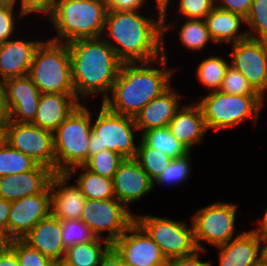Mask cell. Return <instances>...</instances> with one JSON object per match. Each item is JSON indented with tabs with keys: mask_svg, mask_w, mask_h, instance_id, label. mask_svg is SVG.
I'll return each instance as SVG.
<instances>
[{
	"mask_svg": "<svg viewBox=\"0 0 267 266\" xmlns=\"http://www.w3.org/2000/svg\"><path fill=\"white\" fill-rule=\"evenodd\" d=\"M205 22L216 44H233L248 38L247 31L240 33L242 26L246 24L245 18L231 11L214 7L206 16Z\"/></svg>",
	"mask_w": 267,
	"mask_h": 266,
	"instance_id": "obj_25",
	"label": "cell"
},
{
	"mask_svg": "<svg viewBox=\"0 0 267 266\" xmlns=\"http://www.w3.org/2000/svg\"><path fill=\"white\" fill-rule=\"evenodd\" d=\"M8 246L15 252L20 266H47L51 260L22 239H12Z\"/></svg>",
	"mask_w": 267,
	"mask_h": 266,
	"instance_id": "obj_39",
	"label": "cell"
},
{
	"mask_svg": "<svg viewBox=\"0 0 267 266\" xmlns=\"http://www.w3.org/2000/svg\"><path fill=\"white\" fill-rule=\"evenodd\" d=\"M97 266H124L120 255L111 246L100 259Z\"/></svg>",
	"mask_w": 267,
	"mask_h": 266,
	"instance_id": "obj_47",
	"label": "cell"
},
{
	"mask_svg": "<svg viewBox=\"0 0 267 266\" xmlns=\"http://www.w3.org/2000/svg\"><path fill=\"white\" fill-rule=\"evenodd\" d=\"M11 209V202L0 198V234L7 238L8 216Z\"/></svg>",
	"mask_w": 267,
	"mask_h": 266,
	"instance_id": "obj_48",
	"label": "cell"
},
{
	"mask_svg": "<svg viewBox=\"0 0 267 266\" xmlns=\"http://www.w3.org/2000/svg\"><path fill=\"white\" fill-rule=\"evenodd\" d=\"M51 214L49 186L41 193L11 202L7 239L23 238L39 221Z\"/></svg>",
	"mask_w": 267,
	"mask_h": 266,
	"instance_id": "obj_15",
	"label": "cell"
},
{
	"mask_svg": "<svg viewBox=\"0 0 267 266\" xmlns=\"http://www.w3.org/2000/svg\"><path fill=\"white\" fill-rule=\"evenodd\" d=\"M135 221L159 246L167 260L189 256L198 250L193 224L190 226L182 220L161 218L150 214H137Z\"/></svg>",
	"mask_w": 267,
	"mask_h": 266,
	"instance_id": "obj_9",
	"label": "cell"
},
{
	"mask_svg": "<svg viewBox=\"0 0 267 266\" xmlns=\"http://www.w3.org/2000/svg\"><path fill=\"white\" fill-rule=\"evenodd\" d=\"M110 247L108 241L97 238L95 241L67 248L63 259L74 266H97Z\"/></svg>",
	"mask_w": 267,
	"mask_h": 266,
	"instance_id": "obj_27",
	"label": "cell"
},
{
	"mask_svg": "<svg viewBox=\"0 0 267 266\" xmlns=\"http://www.w3.org/2000/svg\"><path fill=\"white\" fill-rule=\"evenodd\" d=\"M19 177L20 174L0 177V198L9 202L20 199Z\"/></svg>",
	"mask_w": 267,
	"mask_h": 266,
	"instance_id": "obj_43",
	"label": "cell"
},
{
	"mask_svg": "<svg viewBox=\"0 0 267 266\" xmlns=\"http://www.w3.org/2000/svg\"><path fill=\"white\" fill-rule=\"evenodd\" d=\"M106 2L108 5V9H111V10L139 11L140 8L144 9V5H146L147 1L145 0H106Z\"/></svg>",
	"mask_w": 267,
	"mask_h": 266,
	"instance_id": "obj_46",
	"label": "cell"
},
{
	"mask_svg": "<svg viewBox=\"0 0 267 266\" xmlns=\"http://www.w3.org/2000/svg\"><path fill=\"white\" fill-rule=\"evenodd\" d=\"M114 197L127 208L154 188V181L134 158H125L113 178Z\"/></svg>",
	"mask_w": 267,
	"mask_h": 266,
	"instance_id": "obj_17",
	"label": "cell"
},
{
	"mask_svg": "<svg viewBox=\"0 0 267 266\" xmlns=\"http://www.w3.org/2000/svg\"><path fill=\"white\" fill-rule=\"evenodd\" d=\"M9 122V111L6 105L3 83L0 81V126H6Z\"/></svg>",
	"mask_w": 267,
	"mask_h": 266,
	"instance_id": "obj_51",
	"label": "cell"
},
{
	"mask_svg": "<svg viewBox=\"0 0 267 266\" xmlns=\"http://www.w3.org/2000/svg\"><path fill=\"white\" fill-rule=\"evenodd\" d=\"M5 142L55 173L53 132L32 123L9 121L5 126Z\"/></svg>",
	"mask_w": 267,
	"mask_h": 266,
	"instance_id": "obj_12",
	"label": "cell"
},
{
	"mask_svg": "<svg viewBox=\"0 0 267 266\" xmlns=\"http://www.w3.org/2000/svg\"><path fill=\"white\" fill-rule=\"evenodd\" d=\"M229 65L228 60L222 58V56L215 55L206 57L197 66V80L208 91H219Z\"/></svg>",
	"mask_w": 267,
	"mask_h": 266,
	"instance_id": "obj_29",
	"label": "cell"
},
{
	"mask_svg": "<svg viewBox=\"0 0 267 266\" xmlns=\"http://www.w3.org/2000/svg\"><path fill=\"white\" fill-rule=\"evenodd\" d=\"M257 266H267V265L264 264V263L261 261Z\"/></svg>",
	"mask_w": 267,
	"mask_h": 266,
	"instance_id": "obj_59",
	"label": "cell"
},
{
	"mask_svg": "<svg viewBox=\"0 0 267 266\" xmlns=\"http://www.w3.org/2000/svg\"><path fill=\"white\" fill-rule=\"evenodd\" d=\"M253 0H214L215 7L239 14L244 18L249 13Z\"/></svg>",
	"mask_w": 267,
	"mask_h": 266,
	"instance_id": "obj_44",
	"label": "cell"
},
{
	"mask_svg": "<svg viewBox=\"0 0 267 266\" xmlns=\"http://www.w3.org/2000/svg\"><path fill=\"white\" fill-rule=\"evenodd\" d=\"M79 169L83 172L78 173ZM77 173L79 176H77L76 184L87 199L104 200L115 198L113 179L95 174L84 165L73 167L67 172L70 177Z\"/></svg>",
	"mask_w": 267,
	"mask_h": 266,
	"instance_id": "obj_26",
	"label": "cell"
},
{
	"mask_svg": "<svg viewBox=\"0 0 267 266\" xmlns=\"http://www.w3.org/2000/svg\"><path fill=\"white\" fill-rule=\"evenodd\" d=\"M47 266H57V265H56V262L51 261Z\"/></svg>",
	"mask_w": 267,
	"mask_h": 266,
	"instance_id": "obj_58",
	"label": "cell"
},
{
	"mask_svg": "<svg viewBox=\"0 0 267 266\" xmlns=\"http://www.w3.org/2000/svg\"><path fill=\"white\" fill-rule=\"evenodd\" d=\"M61 221L52 214L39 221L23 238L32 248L40 251L51 261L65 256L66 249L61 238Z\"/></svg>",
	"mask_w": 267,
	"mask_h": 266,
	"instance_id": "obj_23",
	"label": "cell"
},
{
	"mask_svg": "<svg viewBox=\"0 0 267 266\" xmlns=\"http://www.w3.org/2000/svg\"><path fill=\"white\" fill-rule=\"evenodd\" d=\"M70 178L67 173H54L49 184L51 214L60 221L81 219L87 199L77 184L68 183Z\"/></svg>",
	"mask_w": 267,
	"mask_h": 266,
	"instance_id": "obj_18",
	"label": "cell"
},
{
	"mask_svg": "<svg viewBox=\"0 0 267 266\" xmlns=\"http://www.w3.org/2000/svg\"><path fill=\"white\" fill-rule=\"evenodd\" d=\"M230 65L240 71L261 96L267 92V41L246 38L232 44Z\"/></svg>",
	"mask_w": 267,
	"mask_h": 266,
	"instance_id": "obj_13",
	"label": "cell"
},
{
	"mask_svg": "<svg viewBox=\"0 0 267 266\" xmlns=\"http://www.w3.org/2000/svg\"><path fill=\"white\" fill-rule=\"evenodd\" d=\"M183 22L177 34L182 43L181 45L187 47V49L200 51L210 41L214 42L205 20L186 19Z\"/></svg>",
	"mask_w": 267,
	"mask_h": 266,
	"instance_id": "obj_32",
	"label": "cell"
},
{
	"mask_svg": "<svg viewBox=\"0 0 267 266\" xmlns=\"http://www.w3.org/2000/svg\"><path fill=\"white\" fill-rule=\"evenodd\" d=\"M163 41V56L149 62L121 63L111 95L102 103L112 112L135 115L151 100L171 86L176 68H167L168 57ZM161 68L153 67L154 64Z\"/></svg>",
	"mask_w": 267,
	"mask_h": 266,
	"instance_id": "obj_1",
	"label": "cell"
},
{
	"mask_svg": "<svg viewBox=\"0 0 267 266\" xmlns=\"http://www.w3.org/2000/svg\"><path fill=\"white\" fill-rule=\"evenodd\" d=\"M92 112L80 103L53 132L55 173H67L89 160Z\"/></svg>",
	"mask_w": 267,
	"mask_h": 266,
	"instance_id": "obj_5",
	"label": "cell"
},
{
	"mask_svg": "<svg viewBox=\"0 0 267 266\" xmlns=\"http://www.w3.org/2000/svg\"><path fill=\"white\" fill-rule=\"evenodd\" d=\"M178 12L186 19L205 20L214 9V0H179Z\"/></svg>",
	"mask_w": 267,
	"mask_h": 266,
	"instance_id": "obj_40",
	"label": "cell"
},
{
	"mask_svg": "<svg viewBox=\"0 0 267 266\" xmlns=\"http://www.w3.org/2000/svg\"><path fill=\"white\" fill-rule=\"evenodd\" d=\"M127 266H165L159 246L135 221L112 245Z\"/></svg>",
	"mask_w": 267,
	"mask_h": 266,
	"instance_id": "obj_14",
	"label": "cell"
},
{
	"mask_svg": "<svg viewBox=\"0 0 267 266\" xmlns=\"http://www.w3.org/2000/svg\"><path fill=\"white\" fill-rule=\"evenodd\" d=\"M17 0H0V8L5 6H16Z\"/></svg>",
	"mask_w": 267,
	"mask_h": 266,
	"instance_id": "obj_55",
	"label": "cell"
},
{
	"mask_svg": "<svg viewBox=\"0 0 267 266\" xmlns=\"http://www.w3.org/2000/svg\"><path fill=\"white\" fill-rule=\"evenodd\" d=\"M140 138L149 147L165 153L172 159L183 157L190 152L171 134L168 127L147 130Z\"/></svg>",
	"mask_w": 267,
	"mask_h": 266,
	"instance_id": "obj_28",
	"label": "cell"
},
{
	"mask_svg": "<svg viewBox=\"0 0 267 266\" xmlns=\"http://www.w3.org/2000/svg\"><path fill=\"white\" fill-rule=\"evenodd\" d=\"M245 22L248 38L267 41V0H253Z\"/></svg>",
	"mask_w": 267,
	"mask_h": 266,
	"instance_id": "obj_35",
	"label": "cell"
},
{
	"mask_svg": "<svg viewBox=\"0 0 267 266\" xmlns=\"http://www.w3.org/2000/svg\"><path fill=\"white\" fill-rule=\"evenodd\" d=\"M9 121L32 123L41 96L38 87L28 76L9 78L3 82Z\"/></svg>",
	"mask_w": 267,
	"mask_h": 266,
	"instance_id": "obj_16",
	"label": "cell"
},
{
	"mask_svg": "<svg viewBox=\"0 0 267 266\" xmlns=\"http://www.w3.org/2000/svg\"><path fill=\"white\" fill-rule=\"evenodd\" d=\"M124 159L119 153L106 149L91 155L84 166L95 174L113 179Z\"/></svg>",
	"mask_w": 267,
	"mask_h": 266,
	"instance_id": "obj_34",
	"label": "cell"
},
{
	"mask_svg": "<svg viewBox=\"0 0 267 266\" xmlns=\"http://www.w3.org/2000/svg\"><path fill=\"white\" fill-rule=\"evenodd\" d=\"M54 172L43 165H37L33 170L20 173V199L41 194L50 184Z\"/></svg>",
	"mask_w": 267,
	"mask_h": 266,
	"instance_id": "obj_33",
	"label": "cell"
},
{
	"mask_svg": "<svg viewBox=\"0 0 267 266\" xmlns=\"http://www.w3.org/2000/svg\"><path fill=\"white\" fill-rule=\"evenodd\" d=\"M219 91L233 95H259L246 77L232 65L228 66Z\"/></svg>",
	"mask_w": 267,
	"mask_h": 266,
	"instance_id": "obj_38",
	"label": "cell"
},
{
	"mask_svg": "<svg viewBox=\"0 0 267 266\" xmlns=\"http://www.w3.org/2000/svg\"><path fill=\"white\" fill-rule=\"evenodd\" d=\"M197 104L201 108L207 129L233 128L246 119L258 122L261 113L260 95H233L222 91L202 95Z\"/></svg>",
	"mask_w": 267,
	"mask_h": 266,
	"instance_id": "obj_7",
	"label": "cell"
},
{
	"mask_svg": "<svg viewBox=\"0 0 267 266\" xmlns=\"http://www.w3.org/2000/svg\"><path fill=\"white\" fill-rule=\"evenodd\" d=\"M81 220L94 232L97 238L111 245L135 222L130 208L115 198L86 199ZM107 231V236L103 232Z\"/></svg>",
	"mask_w": 267,
	"mask_h": 266,
	"instance_id": "obj_11",
	"label": "cell"
},
{
	"mask_svg": "<svg viewBox=\"0 0 267 266\" xmlns=\"http://www.w3.org/2000/svg\"><path fill=\"white\" fill-rule=\"evenodd\" d=\"M261 261L267 265V233H262Z\"/></svg>",
	"mask_w": 267,
	"mask_h": 266,
	"instance_id": "obj_52",
	"label": "cell"
},
{
	"mask_svg": "<svg viewBox=\"0 0 267 266\" xmlns=\"http://www.w3.org/2000/svg\"><path fill=\"white\" fill-rule=\"evenodd\" d=\"M42 40H14L0 44V81L27 76L34 54Z\"/></svg>",
	"mask_w": 267,
	"mask_h": 266,
	"instance_id": "obj_20",
	"label": "cell"
},
{
	"mask_svg": "<svg viewBox=\"0 0 267 266\" xmlns=\"http://www.w3.org/2000/svg\"><path fill=\"white\" fill-rule=\"evenodd\" d=\"M56 265L57 266H74L64 259H60V260L56 261Z\"/></svg>",
	"mask_w": 267,
	"mask_h": 266,
	"instance_id": "obj_57",
	"label": "cell"
},
{
	"mask_svg": "<svg viewBox=\"0 0 267 266\" xmlns=\"http://www.w3.org/2000/svg\"><path fill=\"white\" fill-rule=\"evenodd\" d=\"M236 213L237 205L232 202L218 201L198 209L191 218L198 250H206L203 241L218 247L235 238Z\"/></svg>",
	"mask_w": 267,
	"mask_h": 266,
	"instance_id": "obj_10",
	"label": "cell"
},
{
	"mask_svg": "<svg viewBox=\"0 0 267 266\" xmlns=\"http://www.w3.org/2000/svg\"><path fill=\"white\" fill-rule=\"evenodd\" d=\"M207 253V250H197L195 253L184 256V257H177L168 260L167 266H212L210 261H201V254Z\"/></svg>",
	"mask_w": 267,
	"mask_h": 266,
	"instance_id": "obj_45",
	"label": "cell"
},
{
	"mask_svg": "<svg viewBox=\"0 0 267 266\" xmlns=\"http://www.w3.org/2000/svg\"><path fill=\"white\" fill-rule=\"evenodd\" d=\"M40 93L75 94L68 44L50 39L37 47L28 75Z\"/></svg>",
	"mask_w": 267,
	"mask_h": 266,
	"instance_id": "obj_6",
	"label": "cell"
},
{
	"mask_svg": "<svg viewBox=\"0 0 267 266\" xmlns=\"http://www.w3.org/2000/svg\"><path fill=\"white\" fill-rule=\"evenodd\" d=\"M0 266H20L15 252L9 246L0 253Z\"/></svg>",
	"mask_w": 267,
	"mask_h": 266,
	"instance_id": "obj_50",
	"label": "cell"
},
{
	"mask_svg": "<svg viewBox=\"0 0 267 266\" xmlns=\"http://www.w3.org/2000/svg\"><path fill=\"white\" fill-rule=\"evenodd\" d=\"M262 233L257 229L239 232L232 240L216 248L219 266H257L261 262Z\"/></svg>",
	"mask_w": 267,
	"mask_h": 266,
	"instance_id": "obj_19",
	"label": "cell"
},
{
	"mask_svg": "<svg viewBox=\"0 0 267 266\" xmlns=\"http://www.w3.org/2000/svg\"><path fill=\"white\" fill-rule=\"evenodd\" d=\"M15 6H5L0 8V44L12 39L15 29L17 28L16 17H24L22 12L16 16ZM15 15V16H14Z\"/></svg>",
	"mask_w": 267,
	"mask_h": 266,
	"instance_id": "obj_41",
	"label": "cell"
},
{
	"mask_svg": "<svg viewBox=\"0 0 267 266\" xmlns=\"http://www.w3.org/2000/svg\"><path fill=\"white\" fill-rule=\"evenodd\" d=\"M80 103L76 94L42 93L32 124L54 132Z\"/></svg>",
	"mask_w": 267,
	"mask_h": 266,
	"instance_id": "obj_24",
	"label": "cell"
},
{
	"mask_svg": "<svg viewBox=\"0 0 267 266\" xmlns=\"http://www.w3.org/2000/svg\"><path fill=\"white\" fill-rule=\"evenodd\" d=\"M38 164L4 141L0 145V177L33 170Z\"/></svg>",
	"mask_w": 267,
	"mask_h": 266,
	"instance_id": "obj_31",
	"label": "cell"
},
{
	"mask_svg": "<svg viewBox=\"0 0 267 266\" xmlns=\"http://www.w3.org/2000/svg\"><path fill=\"white\" fill-rule=\"evenodd\" d=\"M20 12L25 16L31 13L47 14V17L53 12L58 0H18ZM21 3V4H20Z\"/></svg>",
	"mask_w": 267,
	"mask_h": 266,
	"instance_id": "obj_42",
	"label": "cell"
},
{
	"mask_svg": "<svg viewBox=\"0 0 267 266\" xmlns=\"http://www.w3.org/2000/svg\"><path fill=\"white\" fill-rule=\"evenodd\" d=\"M107 11L106 0H58L48 17L57 35L50 40L69 43L104 36Z\"/></svg>",
	"mask_w": 267,
	"mask_h": 266,
	"instance_id": "obj_4",
	"label": "cell"
},
{
	"mask_svg": "<svg viewBox=\"0 0 267 266\" xmlns=\"http://www.w3.org/2000/svg\"><path fill=\"white\" fill-rule=\"evenodd\" d=\"M9 240L3 235L0 234V253L8 246Z\"/></svg>",
	"mask_w": 267,
	"mask_h": 266,
	"instance_id": "obj_54",
	"label": "cell"
},
{
	"mask_svg": "<svg viewBox=\"0 0 267 266\" xmlns=\"http://www.w3.org/2000/svg\"><path fill=\"white\" fill-rule=\"evenodd\" d=\"M191 154L192 152L187 153L185 156L172 159L171 163L166 166L165 170L161 173V175L154 181L155 184H170L171 186L175 184L179 185L190 178L191 174Z\"/></svg>",
	"mask_w": 267,
	"mask_h": 266,
	"instance_id": "obj_36",
	"label": "cell"
},
{
	"mask_svg": "<svg viewBox=\"0 0 267 266\" xmlns=\"http://www.w3.org/2000/svg\"><path fill=\"white\" fill-rule=\"evenodd\" d=\"M258 225L259 227L256 228L258 231H260L261 233H267V208L262 219H259Z\"/></svg>",
	"mask_w": 267,
	"mask_h": 266,
	"instance_id": "obj_53",
	"label": "cell"
},
{
	"mask_svg": "<svg viewBox=\"0 0 267 266\" xmlns=\"http://www.w3.org/2000/svg\"><path fill=\"white\" fill-rule=\"evenodd\" d=\"M146 1V0H145ZM172 0H155V3H156V11L159 15H161L163 17V41L165 42V33L167 31V29L169 30L170 28L173 29L175 27V25H173V23H169L167 24L166 20H167V10L169 8V4L173 3L171 2ZM171 24V25H170Z\"/></svg>",
	"mask_w": 267,
	"mask_h": 266,
	"instance_id": "obj_49",
	"label": "cell"
},
{
	"mask_svg": "<svg viewBox=\"0 0 267 266\" xmlns=\"http://www.w3.org/2000/svg\"><path fill=\"white\" fill-rule=\"evenodd\" d=\"M171 134L190 152L194 145L203 142L208 131L201 108L198 104L180 107L168 124Z\"/></svg>",
	"mask_w": 267,
	"mask_h": 266,
	"instance_id": "obj_22",
	"label": "cell"
},
{
	"mask_svg": "<svg viewBox=\"0 0 267 266\" xmlns=\"http://www.w3.org/2000/svg\"><path fill=\"white\" fill-rule=\"evenodd\" d=\"M151 17L140 11L108 9L104 31L109 40H104L122 63L149 62L163 56V17Z\"/></svg>",
	"mask_w": 267,
	"mask_h": 266,
	"instance_id": "obj_2",
	"label": "cell"
},
{
	"mask_svg": "<svg viewBox=\"0 0 267 266\" xmlns=\"http://www.w3.org/2000/svg\"><path fill=\"white\" fill-rule=\"evenodd\" d=\"M61 230V238L65 249L97 239L94 232L81 219L61 221Z\"/></svg>",
	"mask_w": 267,
	"mask_h": 266,
	"instance_id": "obj_37",
	"label": "cell"
},
{
	"mask_svg": "<svg viewBox=\"0 0 267 266\" xmlns=\"http://www.w3.org/2000/svg\"><path fill=\"white\" fill-rule=\"evenodd\" d=\"M5 141V126H0V145Z\"/></svg>",
	"mask_w": 267,
	"mask_h": 266,
	"instance_id": "obj_56",
	"label": "cell"
},
{
	"mask_svg": "<svg viewBox=\"0 0 267 266\" xmlns=\"http://www.w3.org/2000/svg\"><path fill=\"white\" fill-rule=\"evenodd\" d=\"M76 98L84 102L101 93V103L110 95L121 61L104 38H83L67 43Z\"/></svg>",
	"mask_w": 267,
	"mask_h": 266,
	"instance_id": "obj_3",
	"label": "cell"
},
{
	"mask_svg": "<svg viewBox=\"0 0 267 266\" xmlns=\"http://www.w3.org/2000/svg\"><path fill=\"white\" fill-rule=\"evenodd\" d=\"M94 120L89 139V157L107 149L124 158H135L138 145L134 142V134L139 131L133 117L114 113L101 103Z\"/></svg>",
	"mask_w": 267,
	"mask_h": 266,
	"instance_id": "obj_8",
	"label": "cell"
},
{
	"mask_svg": "<svg viewBox=\"0 0 267 266\" xmlns=\"http://www.w3.org/2000/svg\"><path fill=\"white\" fill-rule=\"evenodd\" d=\"M135 160L148 176L155 181L168 166L172 158L165 153L149 147L140 137Z\"/></svg>",
	"mask_w": 267,
	"mask_h": 266,
	"instance_id": "obj_30",
	"label": "cell"
},
{
	"mask_svg": "<svg viewBox=\"0 0 267 266\" xmlns=\"http://www.w3.org/2000/svg\"><path fill=\"white\" fill-rule=\"evenodd\" d=\"M172 85L161 95L151 100L134 117L140 135L153 128L168 127L180 106L181 95ZM180 95V96H179Z\"/></svg>",
	"mask_w": 267,
	"mask_h": 266,
	"instance_id": "obj_21",
	"label": "cell"
}]
</instances>
